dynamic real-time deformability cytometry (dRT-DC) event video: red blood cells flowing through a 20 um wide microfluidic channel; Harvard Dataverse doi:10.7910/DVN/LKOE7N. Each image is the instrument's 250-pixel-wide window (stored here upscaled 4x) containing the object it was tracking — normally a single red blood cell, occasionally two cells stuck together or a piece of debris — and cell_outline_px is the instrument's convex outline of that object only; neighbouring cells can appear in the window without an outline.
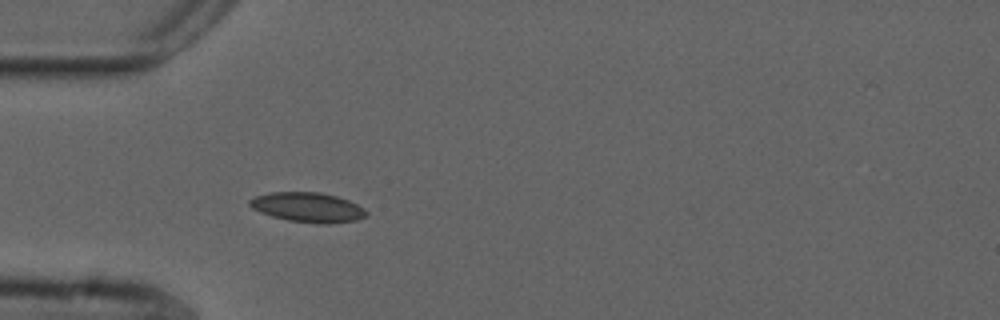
{"species": "common noctule bat (a hibernating species)", "species_latin": "Nyctalus noctula", "temperature_condition": "cold", "stored_images_in_passage": 7, "camera_frame_rate_fps": 3000, "um_per_image_px": 0.085, "animal": {"sex": "male", "forearm_length_mm": 52.5}, "frame": {"image": 1, "passage_image": 1, "time_ms": 0.0, "image_size_px": [1000, 320], "cell_outline_px": [[368, 216], [356, 220], [328, 224], [316, 224], [288, 220], [272, 216], [260, 212], [252, 208], [248, 204], [248, 200], [256, 196], [268, 192], [320, 192], [336, 196], [348, 200], [364, 208], [368, 212]], "centroid_in_image_um": [26.16, 17.62], "position_along_channel_um": 58.8, "area_um2": 20.35}}
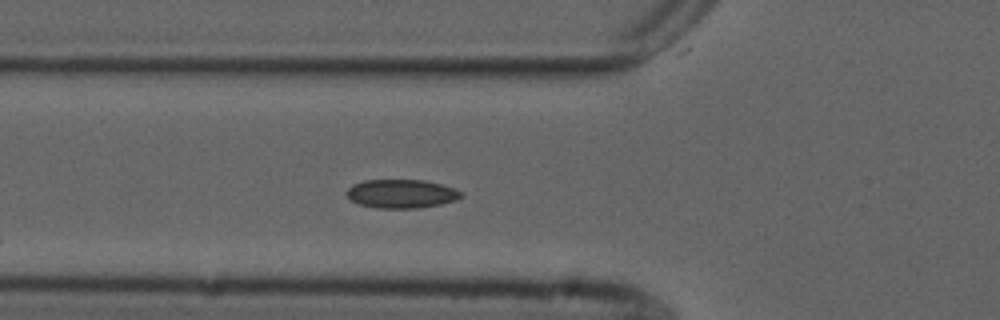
{"frame": {"image": 2, "passage_image": 4, "time_ms": 1.0, "image_size_px": [1000, 320], "cell_outline_px": [[464, 196], [456, 200], [440, 204], [416, 208], [376, 208], [360, 204], [352, 200], [348, 196], [348, 188], [352, 184], [364, 180], [424, 180], [440, 184], [464, 192]], "centroid_in_image_um": [34.14, 16.46], "position_along_channel_um": 91.7, "area_um2": 19.02}}